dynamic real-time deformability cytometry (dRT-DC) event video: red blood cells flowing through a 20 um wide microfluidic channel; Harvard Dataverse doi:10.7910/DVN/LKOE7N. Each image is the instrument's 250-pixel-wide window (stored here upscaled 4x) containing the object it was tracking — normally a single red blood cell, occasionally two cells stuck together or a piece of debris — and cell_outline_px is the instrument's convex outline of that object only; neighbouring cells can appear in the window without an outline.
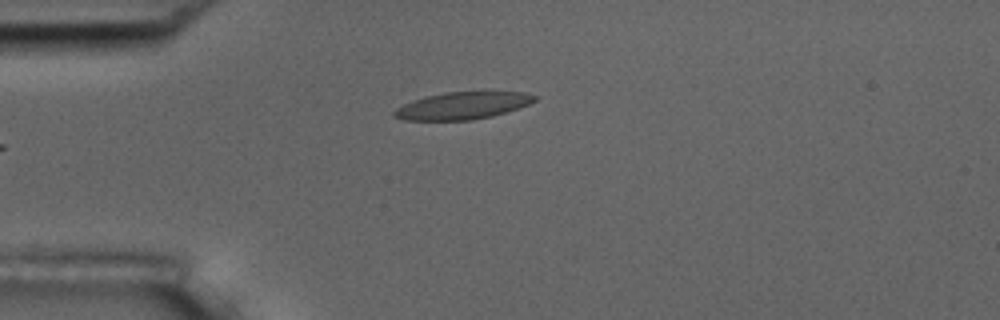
{"species": "common noctule bat (a hibernating species)", "species_latin": "Nyctalus noctula", "temperature_condition": "room temperature", "stored_images_in_passage": 2, "camera_frame_rate_fps": 3000, "um_per_image_px": 0.085, "animal": {"sex": "male", "body_mass_g": 17.5, "forearm_length_mm": 52.3}, "frame": {"image": 1, "passage_image": 2, "time_ms": 1.333, "image_size_px": [1000, 320], "cell_outline_px": [[536, 100], [528, 104], [492, 116], [472, 120], [404, 120], [392, 116], [392, 112], [396, 108], [412, 100], [424, 96], [444, 92], [524, 92], [536, 96]], "centroid_in_image_um": [39.24, 8.98], "position_along_channel_um": 45.8, "area_um2": 22.14}}